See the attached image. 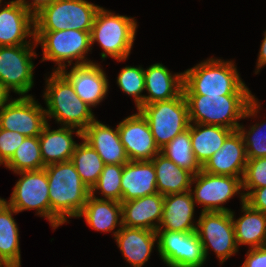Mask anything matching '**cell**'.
<instances>
[{
	"label": "cell",
	"mask_w": 266,
	"mask_h": 267,
	"mask_svg": "<svg viewBox=\"0 0 266 267\" xmlns=\"http://www.w3.org/2000/svg\"><path fill=\"white\" fill-rule=\"evenodd\" d=\"M264 32V38L261 41L256 68H255V74H259L260 70L263 68V66H266V30Z\"/></svg>",
	"instance_id": "obj_42"
},
{
	"label": "cell",
	"mask_w": 266,
	"mask_h": 267,
	"mask_svg": "<svg viewBox=\"0 0 266 267\" xmlns=\"http://www.w3.org/2000/svg\"><path fill=\"white\" fill-rule=\"evenodd\" d=\"M70 68L65 67L60 72L70 81L77 96L91 108L99 106L109 92V79L103 66L95 61Z\"/></svg>",
	"instance_id": "obj_16"
},
{
	"label": "cell",
	"mask_w": 266,
	"mask_h": 267,
	"mask_svg": "<svg viewBox=\"0 0 266 267\" xmlns=\"http://www.w3.org/2000/svg\"><path fill=\"white\" fill-rule=\"evenodd\" d=\"M100 7L88 0H55L34 17L35 31H91Z\"/></svg>",
	"instance_id": "obj_7"
},
{
	"label": "cell",
	"mask_w": 266,
	"mask_h": 267,
	"mask_svg": "<svg viewBox=\"0 0 266 267\" xmlns=\"http://www.w3.org/2000/svg\"><path fill=\"white\" fill-rule=\"evenodd\" d=\"M244 202L251 208L266 214V187L250 190L244 196Z\"/></svg>",
	"instance_id": "obj_39"
},
{
	"label": "cell",
	"mask_w": 266,
	"mask_h": 267,
	"mask_svg": "<svg viewBox=\"0 0 266 267\" xmlns=\"http://www.w3.org/2000/svg\"><path fill=\"white\" fill-rule=\"evenodd\" d=\"M116 84L123 93L133 97L136 110L144 105L145 85H144V68L140 66H125L121 68Z\"/></svg>",
	"instance_id": "obj_35"
},
{
	"label": "cell",
	"mask_w": 266,
	"mask_h": 267,
	"mask_svg": "<svg viewBox=\"0 0 266 267\" xmlns=\"http://www.w3.org/2000/svg\"><path fill=\"white\" fill-rule=\"evenodd\" d=\"M5 201V198L0 197V205Z\"/></svg>",
	"instance_id": "obj_45"
},
{
	"label": "cell",
	"mask_w": 266,
	"mask_h": 267,
	"mask_svg": "<svg viewBox=\"0 0 266 267\" xmlns=\"http://www.w3.org/2000/svg\"><path fill=\"white\" fill-rule=\"evenodd\" d=\"M137 23L135 17L116 14L101 6L90 31L92 50L97 43L103 50L100 53L103 61L108 57L117 62L126 61L133 50L139 26Z\"/></svg>",
	"instance_id": "obj_5"
},
{
	"label": "cell",
	"mask_w": 266,
	"mask_h": 267,
	"mask_svg": "<svg viewBox=\"0 0 266 267\" xmlns=\"http://www.w3.org/2000/svg\"><path fill=\"white\" fill-rule=\"evenodd\" d=\"M15 45H36L34 17L15 0L0 2V46Z\"/></svg>",
	"instance_id": "obj_17"
},
{
	"label": "cell",
	"mask_w": 266,
	"mask_h": 267,
	"mask_svg": "<svg viewBox=\"0 0 266 267\" xmlns=\"http://www.w3.org/2000/svg\"><path fill=\"white\" fill-rule=\"evenodd\" d=\"M82 217L91 229L105 234L112 233L114 238L122 227L121 202L97 199L90 195L77 218Z\"/></svg>",
	"instance_id": "obj_26"
},
{
	"label": "cell",
	"mask_w": 266,
	"mask_h": 267,
	"mask_svg": "<svg viewBox=\"0 0 266 267\" xmlns=\"http://www.w3.org/2000/svg\"><path fill=\"white\" fill-rule=\"evenodd\" d=\"M157 252L167 267H204L203 245L194 232L157 230Z\"/></svg>",
	"instance_id": "obj_13"
},
{
	"label": "cell",
	"mask_w": 266,
	"mask_h": 267,
	"mask_svg": "<svg viewBox=\"0 0 266 267\" xmlns=\"http://www.w3.org/2000/svg\"><path fill=\"white\" fill-rule=\"evenodd\" d=\"M37 45L0 46V83L19 96L28 94L34 86L33 59Z\"/></svg>",
	"instance_id": "obj_11"
},
{
	"label": "cell",
	"mask_w": 266,
	"mask_h": 267,
	"mask_svg": "<svg viewBox=\"0 0 266 267\" xmlns=\"http://www.w3.org/2000/svg\"><path fill=\"white\" fill-rule=\"evenodd\" d=\"M117 124L129 161H150L160 153L149 123L139 110Z\"/></svg>",
	"instance_id": "obj_15"
},
{
	"label": "cell",
	"mask_w": 266,
	"mask_h": 267,
	"mask_svg": "<svg viewBox=\"0 0 266 267\" xmlns=\"http://www.w3.org/2000/svg\"><path fill=\"white\" fill-rule=\"evenodd\" d=\"M122 226L157 231L163 216L164 196L155 193L122 201Z\"/></svg>",
	"instance_id": "obj_20"
},
{
	"label": "cell",
	"mask_w": 266,
	"mask_h": 267,
	"mask_svg": "<svg viewBox=\"0 0 266 267\" xmlns=\"http://www.w3.org/2000/svg\"><path fill=\"white\" fill-rule=\"evenodd\" d=\"M71 161L82 181L90 188L97 183L104 168V162L96 150L83 139L77 144Z\"/></svg>",
	"instance_id": "obj_31"
},
{
	"label": "cell",
	"mask_w": 266,
	"mask_h": 267,
	"mask_svg": "<svg viewBox=\"0 0 266 267\" xmlns=\"http://www.w3.org/2000/svg\"><path fill=\"white\" fill-rule=\"evenodd\" d=\"M45 166L41 157L38 137H26L12 158L4 165L13 173L40 170Z\"/></svg>",
	"instance_id": "obj_33"
},
{
	"label": "cell",
	"mask_w": 266,
	"mask_h": 267,
	"mask_svg": "<svg viewBox=\"0 0 266 267\" xmlns=\"http://www.w3.org/2000/svg\"><path fill=\"white\" fill-rule=\"evenodd\" d=\"M250 126V127H249ZM246 128L242 123L238 127L246 148L248 159L266 157V120L256 122Z\"/></svg>",
	"instance_id": "obj_36"
},
{
	"label": "cell",
	"mask_w": 266,
	"mask_h": 267,
	"mask_svg": "<svg viewBox=\"0 0 266 267\" xmlns=\"http://www.w3.org/2000/svg\"><path fill=\"white\" fill-rule=\"evenodd\" d=\"M195 206L190 190L164 196L163 216L158 230L196 231Z\"/></svg>",
	"instance_id": "obj_24"
},
{
	"label": "cell",
	"mask_w": 266,
	"mask_h": 267,
	"mask_svg": "<svg viewBox=\"0 0 266 267\" xmlns=\"http://www.w3.org/2000/svg\"><path fill=\"white\" fill-rule=\"evenodd\" d=\"M82 139L96 150L105 165H124L129 161L117 126L113 128L96 119L82 132Z\"/></svg>",
	"instance_id": "obj_19"
},
{
	"label": "cell",
	"mask_w": 266,
	"mask_h": 267,
	"mask_svg": "<svg viewBox=\"0 0 266 267\" xmlns=\"http://www.w3.org/2000/svg\"><path fill=\"white\" fill-rule=\"evenodd\" d=\"M44 169L49 184L51 227L56 230L69 223V219L78 217L91 190L82 181L71 160L49 164Z\"/></svg>",
	"instance_id": "obj_1"
},
{
	"label": "cell",
	"mask_w": 266,
	"mask_h": 267,
	"mask_svg": "<svg viewBox=\"0 0 266 267\" xmlns=\"http://www.w3.org/2000/svg\"><path fill=\"white\" fill-rule=\"evenodd\" d=\"M124 165L106 164L97 183L91 189V195L97 199L122 202L121 178ZM100 195L101 197L97 196Z\"/></svg>",
	"instance_id": "obj_34"
},
{
	"label": "cell",
	"mask_w": 266,
	"mask_h": 267,
	"mask_svg": "<svg viewBox=\"0 0 266 267\" xmlns=\"http://www.w3.org/2000/svg\"><path fill=\"white\" fill-rule=\"evenodd\" d=\"M35 41L42 48L40 62H54L53 71H61L72 64L83 65L95 61L87 58L91 54L89 52H92L90 31H35Z\"/></svg>",
	"instance_id": "obj_6"
},
{
	"label": "cell",
	"mask_w": 266,
	"mask_h": 267,
	"mask_svg": "<svg viewBox=\"0 0 266 267\" xmlns=\"http://www.w3.org/2000/svg\"><path fill=\"white\" fill-rule=\"evenodd\" d=\"M197 221L196 233L206 261L209 251L214 252L220 265L239 252L231 212H201Z\"/></svg>",
	"instance_id": "obj_10"
},
{
	"label": "cell",
	"mask_w": 266,
	"mask_h": 267,
	"mask_svg": "<svg viewBox=\"0 0 266 267\" xmlns=\"http://www.w3.org/2000/svg\"><path fill=\"white\" fill-rule=\"evenodd\" d=\"M114 240L129 267H143L158 246L156 231L141 228L122 226Z\"/></svg>",
	"instance_id": "obj_21"
},
{
	"label": "cell",
	"mask_w": 266,
	"mask_h": 267,
	"mask_svg": "<svg viewBox=\"0 0 266 267\" xmlns=\"http://www.w3.org/2000/svg\"><path fill=\"white\" fill-rule=\"evenodd\" d=\"M160 153L167 159L172 160L178 167L188 170L193 175L202 170V166L196 160L192 150L190 125L188 129L178 134L160 149Z\"/></svg>",
	"instance_id": "obj_32"
},
{
	"label": "cell",
	"mask_w": 266,
	"mask_h": 267,
	"mask_svg": "<svg viewBox=\"0 0 266 267\" xmlns=\"http://www.w3.org/2000/svg\"><path fill=\"white\" fill-rule=\"evenodd\" d=\"M13 187L11 197L5 201L18 213L35 210L37 216L47 221L51 226V206L49 199V184L45 169L21 171Z\"/></svg>",
	"instance_id": "obj_12"
},
{
	"label": "cell",
	"mask_w": 266,
	"mask_h": 267,
	"mask_svg": "<svg viewBox=\"0 0 266 267\" xmlns=\"http://www.w3.org/2000/svg\"><path fill=\"white\" fill-rule=\"evenodd\" d=\"M33 17L39 14L45 7L51 5L55 0H15Z\"/></svg>",
	"instance_id": "obj_41"
},
{
	"label": "cell",
	"mask_w": 266,
	"mask_h": 267,
	"mask_svg": "<svg viewBox=\"0 0 266 267\" xmlns=\"http://www.w3.org/2000/svg\"><path fill=\"white\" fill-rule=\"evenodd\" d=\"M183 74L184 95H253L231 59L212 56Z\"/></svg>",
	"instance_id": "obj_3"
},
{
	"label": "cell",
	"mask_w": 266,
	"mask_h": 267,
	"mask_svg": "<svg viewBox=\"0 0 266 267\" xmlns=\"http://www.w3.org/2000/svg\"><path fill=\"white\" fill-rule=\"evenodd\" d=\"M190 123L238 130L242 119L256 118L261 103L255 95H184Z\"/></svg>",
	"instance_id": "obj_2"
},
{
	"label": "cell",
	"mask_w": 266,
	"mask_h": 267,
	"mask_svg": "<svg viewBox=\"0 0 266 267\" xmlns=\"http://www.w3.org/2000/svg\"><path fill=\"white\" fill-rule=\"evenodd\" d=\"M122 201L158 193L156 171L152 161H128L121 178Z\"/></svg>",
	"instance_id": "obj_25"
},
{
	"label": "cell",
	"mask_w": 266,
	"mask_h": 267,
	"mask_svg": "<svg viewBox=\"0 0 266 267\" xmlns=\"http://www.w3.org/2000/svg\"><path fill=\"white\" fill-rule=\"evenodd\" d=\"M50 73L45 78L42 95L47 122L50 123L49 119L52 118L59 126L73 127L83 132L97 119L93 109L77 96L70 81L60 71Z\"/></svg>",
	"instance_id": "obj_4"
},
{
	"label": "cell",
	"mask_w": 266,
	"mask_h": 267,
	"mask_svg": "<svg viewBox=\"0 0 266 267\" xmlns=\"http://www.w3.org/2000/svg\"><path fill=\"white\" fill-rule=\"evenodd\" d=\"M0 267H21V264L0 265Z\"/></svg>",
	"instance_id": "obj_44"
},
{
	"label": "cell",
	"mask_w": 266,
	"mask_h": 267,
	"mask_svg": "<svg viewBox=\"0 0 266 267\" xmlns=\"http://www.w3.org/2000/svg\"><path fill=\"white\" fill-rule=\"evenodd\" d=\"M151 161L156 171V188L159 194L166 196L190 190L193 177L191 172L178 167L161 153Z\"/></svg>",
	"instance_id": "obj_29"
},
{
	"label": "cell",
	"mask_w": 266,
	"mask_h": 267,
	"mask_svg": "<svg viewBox=\"0 0 266 267\" xmlns=\"http://www.w3.org/2000/svg\"><path fill=\"white\" fill-rule=\"evenodd\" d=\"M240 217L236 219L235 211H231V217L235 229L237 247L248 246V249L266 245V214L251 208L243 202L240 209Z\"/></svg>",
	"instance_id": "obj_27"
},
{
	"label": "cell",
	"mask_w": 266,
	"mask_h": 267,
	"mask_svg": "<svg viewBox=\"0 0 266 267\" xmlns=\"http://www.w3.org/2000/svg\"><path fill=\"white\" fill-rule=\"evenodd\" d=\"M45 108L34 96L13 98L0 110V128L38 137L47 124Z\"/></svg>",
	"instance_id": "obj_14"
},
{
	"label": "cell",
	"mask_w": 266,
	"mask_h": 267,
	"mask_svg": "<svg viewBox=\"0 0 266 267\" xmlns=\"http://www.w3.org/2000/svg\"><path fill=\"white\" fill-rule=\"evenodd\" d=\"M26 137L18 132L0 128V165H5Z\"/></svg>",
	"instance_id": "obj_38"
},
{
	"label": "cell",
	"mask_w": 266,
	"mask_h": 267,
	"mask_svg": "<svg viewBox=\"0 0 266 267\" xmlns=\"http://www.w3.org/2000/svg\"><path fill=\"white\" fill-rule=\"evenodd\" d=\"M190 192L195 204L202 206L201 212H231L224 204L236 195L240 198V204L244 202L240 178L213 175L203 170L193 175Z\"/></svg>",
	"instance_id": "obj_9"
},
{
	"label": "cell",
	"mask_w": 266,
	"mask_h": 267,
	"mask_svg": "<svg viewBox=\"0 0 266 267\" xmlns=\"http://www.w3.org/2000/svg\"><path fill=\"white\" fill-rule=\"evenodd\" d=\"M49 124L44 126L38 136L43 163L49 165L71 160L78 144L73 134L82 140V131L65 126L51 129Z\"/></svg>",
	"instance_id": "obj_23"
},
{
	"label": "cell",
	"mask_w": 266,
	"mask_h": 267,
	"mask_svg": "<svg viewBox=\"0 0 266 267\" xmlns=\"http://www.w3.org/2000/svg\"><path fill=\"white\" fill-rule=\"evenodd\" d=\"M241 267H266V245L248 249Z\"/></svg>",
	"instance_id": "obj_40"
},
{
	"label": "cell",
	"mask_w": 266,
	"mask_h": 267,
	"mask_svg": "<svg viewBox=\"0 0 266 267\" xmlns=\"http://www.w3.org/2000/svg\"><path fill=\"white\" fill-rule=\"evenodd\" d=\"M241 181L244 196L250 190L266 187V157L248 159Z\"/></svg>",
	"instance_id": "obj_37"
},
{
	"label": "cell",
	"mask_w": 266,
	"mask_h": 267,
	"mask_svg": "<svg viewBox=\"0 0 266 267\" xmlns=\"http://www.w3.org/2000/svg\"><path fill=\"white\" fill-rule=\"evenodd\" d=\"M183 72L174 74L162 63L144 68V105L178 97L183 92Z\"/></svg>",
	"instance_id": "obj_22"
},
{
	"label": "cell",
	"mask_w": 266,
	"mask_h": 267,
	"mask_svg": "<svg viewBox=\"0 0 266 267\" xmlns=\"http://www.w3.org/2000/svg\"><path fill=\"white\" fill-rule=\"evenodd\" d=\"M139 111L147 119L159 149L190 125L188 104L183 92L170 100L143 105Z\"/></svg>",
	"instance_id": "obj_8"
},
{
	"label": "cell",
	"mask_w": 266,
	"mask_h": 267,
	"mask_svg": "<svg viewBox=\"0 0 266 267\" xmlns=\"http://www.w3.org/2000/svg\"><path fill=\"white\" fill-rule=\"evenodd\" d=\"M18 212L6 201L0 205V265L21 264Z\"/></svg>",
	"instance_id": "obj_30"
},
{
	"label": "cell",
	"mask_w": 266,
	"mask_h": 267,
	"mask_svg": "<svg viewBox=\"0 0 266 267\" xmlns=\"http://www.w3.org/2000/svg\"><path fill=\"white\" fill-rule=\"evenodd\" d=\"M11 92L0 83V110L6 106L13 98L11 97Z\"/></svg>",
	"instance_id": "obj_43"
},
{
	"label": "cell",
	"mask_w": 266,
	"mask_h": 267,
	"mask_svg": "<svg viewBox=\"0 0 266 267\" xmlns=\"http://www.w3.org/2000/svg\"><path fill=\"white\" fill-rule=\"evenodd\" d=\"M248 158L243 137L238 130L232 131L222 148L202 166V170L213 175H227L242 180Z\"/></svg>",
	"instance_id": "obj_18"
},
{
	"label": "cell",
	"mask_w": 266,
	"mask_h": 267,
	"mask_svg": "<svg viewBox=\"0 0 266 267\" xmlns=\"http://www.w3.org/2000/svg\"><path fill=\"white\" fill-rule=\"evenodd\" d=\"M232 131L221 126L190 123L192 150L201 166L222 148L225 139Z\"/></svg>",
	"instance_id": "obj_28"
}]
</instances>
